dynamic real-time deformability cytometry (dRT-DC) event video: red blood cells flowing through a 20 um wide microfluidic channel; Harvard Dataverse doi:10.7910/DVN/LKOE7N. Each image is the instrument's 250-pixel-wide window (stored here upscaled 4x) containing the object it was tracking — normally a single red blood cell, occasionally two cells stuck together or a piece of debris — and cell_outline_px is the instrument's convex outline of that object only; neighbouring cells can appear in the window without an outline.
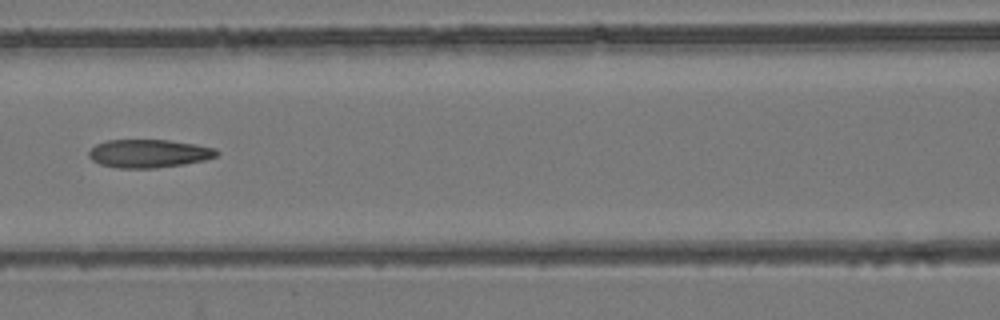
{"species": "common noctule bat (a hibernating species)", "species_latin": "Nyctalus noctula", "temperature_condition": "room temperature", "stored_images_in_passage": 7, "camera_frame_rate_fps": 3000, "um_per_image_px": 0.085, "animal": {"sex": "female", "body_mass_g": 24.6, "forearm_length_mm": 56.2}, "frame": {"image": 1, "passage_image": 7, "time_ms": 2.0, "image_size_px": [1000, 320], "cell_outline_px": [[220, 152], [216, 156], [204, 160], [184, 164], [156, 168], [120, 168], [100, 164], [92, 160], [88, 156], [88, 152], [96, 144], [108, 140], [168, 140], [196, 144], [216, 148]], "centroid_in_image_um": [12.66, 13.04], "position_along_channel_um": 153.9, "area_um2": 21.04}}